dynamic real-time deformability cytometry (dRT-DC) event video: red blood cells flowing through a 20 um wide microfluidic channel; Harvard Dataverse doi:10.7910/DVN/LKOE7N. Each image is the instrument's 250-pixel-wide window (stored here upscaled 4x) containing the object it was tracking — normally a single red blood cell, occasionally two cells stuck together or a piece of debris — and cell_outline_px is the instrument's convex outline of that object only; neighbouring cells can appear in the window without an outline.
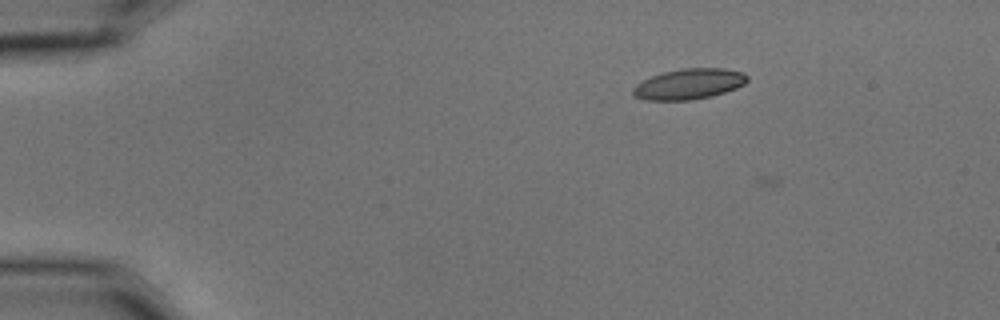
{"species": "common noctule bat (a hibernating species)", "species_latin": "Nyctalus noctula", "temperature_condition": "cold", "stored_images_in_passage": 5, "segment_of_instrument_passage": [1, 2], "camera_frame_rate_fps": 3000, "um_per_image_px": 0.085, "animal": {"sex": "male", "body_mass_g": 15.6}, "frame": {"image": 1, "passage_image": 2, "time_ms": 0.333, "image_size_px": [1000, 320], "cell_outline_px": [[748, 80], [744, 84], [736, 88], [712, 96], [692, 100], [644, 100], [632, 96], [632, 88], [636, 84], [652, 76], [664, 72], [684, 68], [724, 68], [744, 72], [748, 76]], "centroid_in_image_um": [58.56, 7.14], "position_along_channel_um": 26.4, "area_um2": 20.46}}